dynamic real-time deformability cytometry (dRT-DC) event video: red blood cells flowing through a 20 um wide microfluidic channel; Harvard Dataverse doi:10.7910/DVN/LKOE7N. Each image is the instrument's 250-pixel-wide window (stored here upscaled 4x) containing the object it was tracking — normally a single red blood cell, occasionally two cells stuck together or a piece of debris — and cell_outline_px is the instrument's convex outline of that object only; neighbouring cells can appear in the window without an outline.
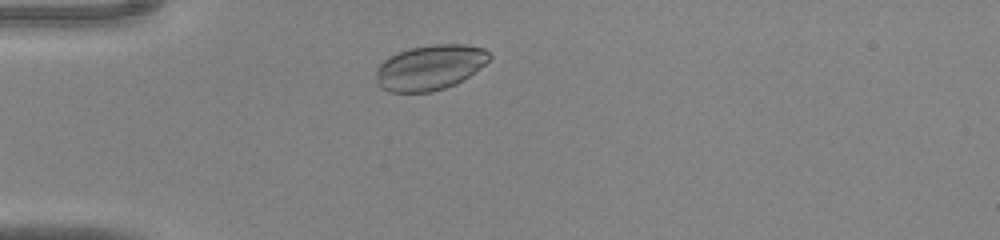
{"species": "common noctule bat (a hibernating species)", "species_latin": "Nyctalus noctula", "temperature_condition": "warm", "stored_images_in_passage": 31, "camera_frame_rate_fps": 3000, "um_per_image_px": 0.085, "animal": {"sex": "male", "body_mass_g": 20.0, "forearm_length_mm": 53.3}, "frame": {"image": 1, "passage_image": 4, "time_ms": 1.0, "image_size_px": [1000, 240], "cell_outline_px": [[492, 56], [480, 68], [468, 76], [444, 88], [432, 92], [388, 92], [380, 88], [376, 84], [376, 68], [388, 56], [412, 48], [432, 44], [464, 44], [484, 48]], "centroid_in_image_um": [36.5, 5.73], "position_along_channel_um": 48.5, "area_um2": 29.71}}
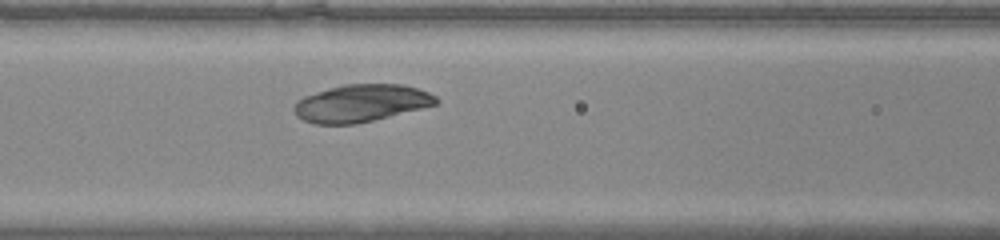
{"frame": {"image": 2, "passage_image": 11, "time_ms": 3.333, "image_size_px": [1000, 240], "cell_outline_px": [[440, 100], [436, 104], [424, 108], [356, 124], [312, 124], [296, 116], [292, 108], [296, 100], [304, 96], [328, 88], [344, 84], [404, 84], [428, 92], [436, 96]], "centroid_in_image_um": [30.67, 8.77], "position_along_channel_um": 135.9, "area_um2": 31.15}}
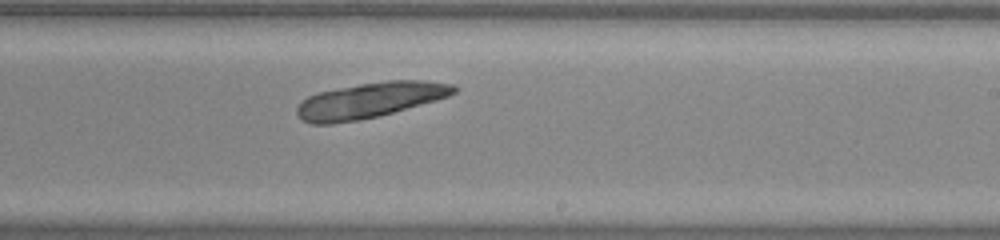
{"frame": {"image": 3, "passage_image": 19, "time_ms": 6.0, "image_size_px": [1000, 240], "cell_outline_px": [[460, 88], [456, 92], [448, 96], [436, 100], [380, 116], [360, 120], [332, 124], [312, 124], [300, 120], [296, 112], [296, 108], [308, 96], [316, 92], [360, 84], [384, 80], [424, 80], [456, 84]], "centroid_in_image_um": [31.46, 8.52], "position_along_channel_um": 257.5, "area_um2": 32.77}}